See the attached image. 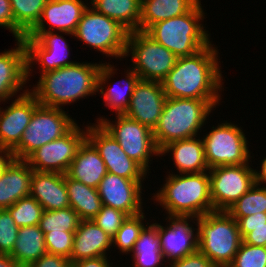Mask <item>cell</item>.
I'll return each instance as SVG.
<instances>
[{"label":"cell","instance_id":"obj_1","mask_svg":"<svg viewBox=\"0 0 266 267\" xmlns=\"http://www.w3.org/2000/svg\"><path fill=\"white\" fill-rule=\"evenodd\" d=\"M209 44L193 55L179 57L161 81L166 97L220 100L224 84L218 50ZM216 48V49H215Z\"/></svg>","mask_w":266,"mask_h":267},{"label":"cell","instance_id":"obj_2","mask_svg":"<svg viewBox=\"0 0 266 267\" xmlns=\"http://www.w3.org/2000/svg\"><path fill=\"white\" fill-rule=\"evenodd\" d=\"M100 63L76 62L40 75L30 91L40 105L63 108L79 99L93 96L98 90Z\"/></svg>","mask_w":266,"mask_h":267},{"label":"cell","instance_id":"obj_3","mask_svg":"<svg viewBox=\"0 0 266 267\" xmlns=\"http://www.w3.org/2000/svg\"><path fill=\"white\" fill-rule=\"evenodd\" d=\"M165 183L154 194L168 215L194 216L213 211L208 172L192 174H167Z\"/></svg>","mask_w":266,"mask_h":267},{"label":"cell","instance_id":"obj_4","mask_svg":"<svg viewBox=\"0 0 266 267\" xmlns=\"http://www.w3.org/2000/svg\"><path fill=\"white\" fill-rule=\"evenodd\" d=\"M220 100L167 97L163 112L153 130L159 150L167 144L195 137Z\"/></svg>","mask_w":266,"mask_h":267},{"label":"cell","instance_id":"obj_5","mask_svg":"<svg viewBox=\"0 0 266 267\" xmlns=\"http://www.w3.org/2000/svg\"><path fill=\"white\" fill-rule=\"evenodd\" d=\"M204 9L199 1L189 12L150 26L145 33L178 58L195 54L208 46L210 34L204 29Z\"/></svg>","mask_w":266,"mask_h":267},{"label":"cell","instance_id":"obj_6","mask_svg":"<svg viewBox=\"0 0 266 267\" xmlns=\"http://www.w3.org/2000/svg\"><path fill=\"white\" fill-rule=\"evenodd\" d=\"M198 250L215 266L228 267L243 241L237 221L227 211H212L198 217Z\"/></svg>","mask_w":266,"mask_h":267},{"label":"cell","instance_id":"obj_7","mask_svg":"<svg viewBox=\"0 0 266 267\" xmlns=\"http://www.w3.org/2000/svg\"><path fill=\"white\" fill-rule=\"evenodd\" d=\"M129 31L118 21L87 7L73 33L79 41L102 52L107 57L122 60L126 52Z\"/></svg>","mask_w":266,"mask_h":267},{"label":"cell","instance_id":"obj_8","mask_svg":"<svg viewBox=\"0 0 266 267\" xmlns=\"http://www.w3.org/2000/svg\"><path fill=\"white\" fill-rule=\"evenodd\" d=\"M131 56L132 69L141 80L161 82L175 66L178 57L143 31L127 36L124 58Z\"/></svg>","mask_w":266,"mask_h":267},{"label":"cell","instance_id":"obj_9","mask_svg":"<svg viewBox=\"0 0 266 267\" xmlns=\"http://www.w3.org/2000/svg\"><path fill=\"white\" fill-rule=\"evenodd\" d=\"M76 123L62 108L39 105L20 143L12 150L14 158L25 160L36 149L65 135Z\"/></svg>","mask_w":266,"mask_h":267},{"label":"cell","instance_id":"obj_10","mask_svg":"<svg viewBox=\"0 0 266 267\" xmlns=\"http://www.w3.org/2000/svg\"><path fill=\"white\" fill-rule=\"evenodd\" d=\"M116 119L112 123L111 120L102 116L97 118L96 123L119 143L129 158L149 174L151 157L154 155L160 157V150L155 143L153 131L124 114L116 115Z\"/></svg>","mask_w":266,"mask_h":267},{"label":"cell","instance_id":"obj_11","mask_svg":"<svg viewBox=\"0 0 266 267\" xmlns=\"http://www.w3.org/2000/svg\"><path fill=\"white\" fill-rule=\"evenodd\" d=\"M241 127L228 121L212 127L202 137L205 160L209 169L217 166L249 164L248 140ZM250 160V161H249Z\"/></svg>","mask_w":266,"mask_h":267},{"label":"cell","instance_id":"obj_12","mask_svg":"<svg viewBox=\"0 0 266 267\" xmlns=\"http://www.w3.org/2000/svg\"><path fill=\"white\" fill-rule=\"evenodd\" d=\"M84 128L76 123L65 135L36 149L25 161L37 172L67 174L79 147L87 139V125Z\"/></svg>","mask_w":266,"mask_h":267},{"label":"cell","instance_id":"obj_13","mask_svg":"<svg viewBox=\"0 0 266 267\" xmlns=\"http://www.w3.org/2000/svg\"><path fill=\"white\" fill-rule=\"evenodd\" d=\"M255 169L249 164L217 166L209 169L213 211H227L255 184Z\"/></svg>","mask_w":266,"mask_h":267},{"label":"cell","instance_id":"obj_14","mask_svg":"<svg viewBox=\"0 0 266 267\" xmlns=\"http://www.w3.org/2000/svg\"><path fill=\"white\" fill-rule=\"evenodd\" d=\"M54 32H29L22 38L26 48L27 81H30L32 67L40 65V74L73 65L76 61L67 60L70 53L67 40Z\"/></svg>","mask_w":266,"mask_h":267},{"label":"cell","instance_id":"obj_15","mask_svg":"<svg viewBox=\"0 0 266 267\" xmlns=\"http://www.w3.org/2000/svg\"><path fill=\"white\" fill-rule=\"evenodd\" d=\"M87 140L96 148L108 173L131 180H145L147 172L122 150L99 124L87 125Z\"/></svg>","mask_w":266,"mask_h":267},{"label":"cell","instance_id":"obj_16","mask_svg":"<svg viewBox=\"0 0 266 267\" xmlns=\"http://www.w3.org/2000/svg\"><path fill=\"white\" fill-rule=\"evenodd\" d=\"M167 217L166 220L168 219L170 223L168 222L169 225L165 227L158 223V235L162 256L164 260L167 259L165 263L168 261L171 263L198 250L197 227L194 228L190 223L197 218L181 215H167Z\"/></svg>","mask_w":266,"mask_h":267},{"label":"cell","instance_id":"obj_17","mask_svg":"<svg viewBox=\"0 0 266 267\" xmlns=\"http://www.w3.org/2000/svg\"><path fill=\"white\" fill-rule=\"evenodd\" d=\"M142 181L126 179L107 173L98 185V194L102 204L126 213L128 216L143 211Z\"/></svg>","mask_w":266,"mask_h":267},{"label":"cell","instance_id":"obj_18","mask_svg":"<svg viewBox=\"0 0 266 267\" xmlns=\"http://www.w3.org/2000/svg\"><path fill=\"white\" fill-rule=\"evenodd\" d=\"M20 93L5 109L0 107V147L10 151L20 143L34 110L40 105L30 90Z\"/></svg>","mask_w":266,"mask_h":267},{"label":"cell","instance_id":"obj_19","mask_svg":"<svg viewBox=\"0 0 266 267\" xmlns=\"http://www.w3.org/2000/svg\"><path fill=\"white\" fill-rule=\"evenodd\" d=\"M166 98L161 82L140 79L124 115L153 131L163 112Z\"/></svg>","mask_w":266,"mask_h":267},{"label":"cell","instance_id":"obj_20","mask_svg":"<svg viewBox=\"0 0 266 267\" xmlns=\"http://www.w3.org/2000/svg\"><path fill=\"white\" fill-rule=\"evenodd\" d=\"M87 7L82 0H48L39 22L30 32L58 31L74 36L73 33Z\"/></svg>","mask_w":266,"mask_h":267},{"label":"cell","instance_id":"obj_21","mask_svg":"<svg viewBox=\"0 0 266 267\" xmlns=\"http://www.w3.org/2000/svg\"><path fill=\"white\" fill-rule=\"evenodd\" d=\"M116 70L118 69H115V67L112 66L109 62L102 63L98 75L97 92H100L102 94L105 103L104 105L111 110L113 109L116 112L115 115H123L130 105L131 96L140 78L138 74L135 73L129 66L128 70H126L125 72L127 73L125 76L126 78L122 79L121 81L123 82L121 84L122 86L119 85V83L121 82H116L115 85H118L115 86L113 84L114 87L110 86L109 88L105 89L104 87L106 85V82L108 84L107 80H111L110 78H112L113 75L116 74Z\"/></svg>","mask_w":266,"mask_h":267},{"label":"cell","instance_id":"obj_22","mask_svg":"<svg viewBox=\"0 0 266 267\" xmlns=\"http://www.w3.org/2000/svg\"><path fill=\"white\" fill-rule=\"evenodd\" d=\"M30 196L36 199L44 210L53 211L70 207L65 174L62 173L33 170Z\"/></svg>","mask_w":266,"mask_h":267},{"label":"cell","instance_id":"obj_23","mask_svg":"<svg viewBox=\"0 0 266 267\" xmlns=\"http://www.w3.org/2000/svg\"><path fill=\"white\" fill-rule=\"evenodd\" d=\"M112 246V238L92 220H81L73 238L70 262L107 256Z\"/></svg>","mask_w":266,"mask_h":267},{"label":"cell","instance_id":"obj_24","mask_svg":"<svg viewBox=\"0 0 266 267\" xmlns=\"http://www.w3.org/2000/svg\"><path fill=\"white\" fill-rule=\"evenodd\" d=\"M171 153L172 161L179 174L208 172L204 145L200 137L173 141L160 150V155Z\"/></svg>","mask_w":266,"mask_h":267},{"label":"cell","instance_id":"obj_25","mask_svg":"<svg viewBox=\"0 0 266 267\" xmlns=\"http://www.w3.org/2000/svg\"><path fill=\"white\" fill-rule=\"evenodd\" d=\"M33 170L25 160L13 159L0 177V210L30 195Z\"/></svg>","mask_w":266,"mask_h":267},{"label":"cell","instance_id":"obj_26","mask_svg":"<svg viewBox=\"0 0 266 267\" xmlns=\"http://www.w3.org/2000/svg\"><path fill=\"white\" fill-rule=\"evenodd\" d=\"M107 173L105 163L98 151L86 139L72 160L67 175L73 180L97 189Z\"/></svg>","mask_w":266,"mask_h":267},{"label":"cell","instance_id":"obj_27","mask_svg":"<svg viewBox=\"0 0 266 267\" xmlns=\"http://www.w3.org/2000/svg\"><path fill=\"white\" fill-rule=\"evenodd\" d=\"M200 0H141L139 31L153 24L189 12Z\"/></svg>","mask_w":266,"mask_h":267},{"label":"cell","instance_id":"obj_28","mask_svg":"<svg viewBox=\"0 0 266 267\" xmlns=\"http://www.w3.org/2000/svg\"><path fill=\"white\" fill-rule=\"evenodd\" d=\"M44 233L39 225L20 227L15 246L9 256L21 267H26L46 254Z\"/></svg>","mask_w":266,"mask_h":267},{"label":"cell","instance_id":"obj_29","mask_svg":"<svg viewBox=\"0 0 266 267\" xmlns=\"http://www.w3.org/2000/svg\"><path fill=\"white\" fill-rule=\"evenodd\" d=\"M90 4L95 11L118 21L129 32L139 30L141 0H91Z\"/></svg>","mask_w":266,"mask_h":267},{"label":"cell","instance_id":"obj_30","mask_svg":"<svg viewBox=\"0 0 266 267\" xmlns=\"http://www.w3.org/2000/svg\"><path fill=\"white\" fill-rule=\"evenodd\" d=\"M65 185L70 207L78 213L81 220H92L103 206L98 190L71 179L67 174Z\"/></svg>","mask_w":266,"mask_h":267},{"label":"cell","instance_id":"obj_31","mask_svg":"<svg viewBox=\"0 0 266 267\" xmlns=\"http://www.w3.org/2000/svg\"><path fill=\"white\" fill-rule=\"evenodd\" d=\"M133 267H160L165 260L161 253L158 223H150L142 230L132 251Z\"/></svg>","mask_w":266,"mask_h":267},{"label":"cell","instance_id":"obj_32","mask_svg":"<svg viewBox=\"0 0 266 267\" xmlns=\"http://www.w3.org/2000/svg\"><path fill=\"white\" fill-rule=\"evenodd\" d=\"M48 0H10L15 21V39L25 37L39 22Z\"/></svg>","mask_w":266,"mask_h":267},{"label":"cell","instance_id":"obj_33","mask_svg":"<svg viewBox=\"0 0 266 267\" xmlns=\"http://www.w3.org/2000/svg\"><path fill=\"white\" fill-rule=\"evenodd\" d=\"M81 219L78 213L71 207L59 210H44L39 227L44 235L52 232H75L79 227Z\"/></svg>","mask_w":266,"mask_h":267},{"label":"cell","instance_id":"obj_34","mask_svg":"<svg viewBox=\"0 0 266 267\" xmlns=\"http://www.w3.org/2000/svg\"><path fill=\"white\" fill-rule=\"evenodd\" d=\"M145 213L128 216L123 222L121 227L117 230V233L112 238V246L118 247L119 251L123 254L131 253L135 247V243L138 240L142 230L149 224H144Z\"/></svg>","mask_w":266,"mask_h":267},{"label":"cell","instance_id":"obj_35","mask_svg":"<svg viewBox=\"0 0 266 267\" xmlns=\"http://www.w3.org/2000/svg\"><path fill=\"white\" fill-rule=\"evenodd\" d=\"M227 212L232 217H246L256 213H266V187L254 184L240 197Z\"/></svg>","mask_w":266,"mask_h":267},{"label":"cell","instance_id":"obj_36","mask_svg":"<svg viewBox=\"0 0 266 267\" xmlns=\"http://www.w3.org/2000/svg\"><path fill=\"white\" fill-rule=\"evenodd\" d=\"M7 210L10 212L15 224L20 227L39 225L43 214V207L32 196L21 198Z\"/></svg>","mask_w":266,"mask_h":267},{"label":"cell","instance_id":"obj_37","mask_svg":"<svg viewBox=\"0 0 266 267\" xmlns=\"http://www.w3.org/2000/svg\"><path fill=\"white\" fill-rule=\"evenodd\" d=\"M228 267H266V247L253 246L242 241Z\"/></svg>","mask_w":266,"mask_h":267},{"label":"cell","instance_id":"obj_38","mask_svg":"<svg viewBox=\"0 0 266 267\" xmlns=\"http://www.w3.org/2000/svg\"><path fill=\"white\" fill-rule=\"evenodd\" d=\"M127 217L126 213L103 205L92 221L113 238Z\"/></svg>","mask_w":266,"mask_h":267},{"label":"cell","instance_id":"obj_39","mask_svg":"<svg viewBox=\"0 0 266 267\" xmlns=\"http://www.w3.org/2000/svg\"><path fill=\"white\" fill-rule=\"evenodd\" d=\"M19 227L7 209L0 210V253L10 254L15 246Z\"/></svg>","mask_w":266,"mask_h":267},{"label":"cell","instance_id":"obj_40","mask_svg":"<svg viewBox=\"0 0 266 267\" xmlns=\"http://www.w3.org/2000/svg\"><path fill=\"white\" fill-rule=\"evenodd\" d=\"M75 232H48L44 235L46 251L49 254L61 255L70 258L73 250Z\"/></svg>","mask_w":266,"mask_h":267},{"label":"cell","instance_id":"obj_41","mask_svg":"<svg viewBox=\"0 0 266 267\" xmlns=\"http://www.w3.org/2000/svg\"><path fill=\"white\" fill-rule=\"evenodd\" d=\"M238 229L244 243L266 247V226L238 227Z\"/></svg>","mask_w":266,"mask_h":267},{"label":"cell","instance_id":"obj_42","mask_svg":"<svg viewBox=\"0 0 266 267\" xmlns=\"http://www.w3.org/2000/svg\"><path fill=\"white\" fill-rule=\"evenodd\" d=\"M168 267V266H165ZM169 267H217L199 250L180 260L169 263Z\"/></svg>","mask_w":266,"mask_h":267},{"label":"cell","instance_id":"obj_43","mask_svg":"<svg viewBox=\"0 0 266 267\" xmlns=\"http://www.w3.org/2000/svg\"><path fill=\"white\" fill-rule=\"evenodd\" d=\"M26 267H71V262L67 257L46 253Z\"/></svg>","mask_w":266,"mask_h":267},{"label":"cell","instance_id":"obj_44","mask_svg":"<svg viewBox=\"0 0 266 267\" xmlns=\"http://www.w3.org/2000/svg\"><path fill=\"white\" fill-rule=\"evenodd\" d=\"M0 27H6L15 37V21L10 0H0Z\"/></svg>","mask_w":266,"mask_h":267},{"label":"cell","instance_id":"obj_45","mask_svg":"<svg viewBox=\"0 0 266 267\" xmlns=\"http://www.w3.org/2000/svg\"><path fill=\"white\" fill-rule=\"evenodd\" d=\"M238 227H259L266 226V213H256L246 217H233Z\"/></svg>","mask_w":266,"mask_h":267},{"label":"cell","instance_id":"obj_46","mask_svg":"<svg viewBox=\"0 0 266 267\" xmlns=\"http://www.w3.org/2000/svg\"><path fill=\"white\" fill-rule=\"evenodd\" d=\"M107 256L97 258L82 259L71 263V267H112Z\"/></svg>","mask_w":266,"mask_h":267},{"label":"cell","instance_id":"obj_47","mask_svg":"<svg viewBox=\"0 0 266 267\" xmlns=\"http://www.w3.org/2000/svg\"><path fill=\"white\" fill-rule=\"evenodd\" d=\"M14 159L12 151L0 147V177L9 163Z\"/></svg>","mask_w":266,"mask_h":267},{"label":"cell","instance_id":"obj_48","mask_svg":"<svg viewBox=\"0 0 266 267\" xmlns=\"http://www.w3.org/2000/svg\"><path fill=\"white\" fill-rule=\"evenodd\" d=\"M261 170L260 171H254V178H255V184L261 186L262 184H266V157L261 161ZM263 187H266L263 185Z\"/></svg>","mask_w":266,"mask_h":267},{"label":"cell","instance_id":"obj_49","mask_svg":"<svg viewBox=\"0 0 266 267\" xmlns=\"http://www.w3.org/2000/svg\"><path fill=\"white\" fill-rule=\"evenodd\" d=\"M0 267H21L8 254L0 253Z\"/></svg>","mask_w":266,"mask_h":267}]
</instances>
